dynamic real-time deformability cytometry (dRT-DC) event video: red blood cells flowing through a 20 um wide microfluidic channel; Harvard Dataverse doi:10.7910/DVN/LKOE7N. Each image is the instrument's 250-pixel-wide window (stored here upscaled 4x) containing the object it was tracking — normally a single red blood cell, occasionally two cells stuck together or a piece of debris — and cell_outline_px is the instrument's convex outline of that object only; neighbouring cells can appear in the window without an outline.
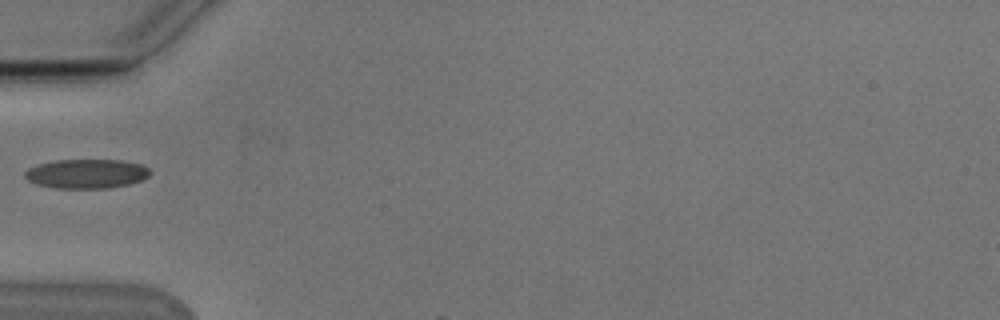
{"species": "Egyptian fruit bat (a non-hibernating species)", "species_latin": "Rousettus aegyptiacus", "temperature_condition": "cold", "stored_images_in_passage": 3, "camera_frame_rate_fps": 3000, "um_per_image_px": 0.085, "animal": {"sex": "male"}, "frame": {"image": 1, "passage_image": 1, "time_ms": 0.0, "image_size_px": [1000, 320], "cell_outline_px": [[152, 172], [148, 176], [140, 180], [128, 184], [108, 188], [56, 188], [36, 184], [28, 180], [24, 176], [24, 172], [28, 168], [40, 164], [56, 160], [120, 160], [140, 164], [148, 168]], "centroid_in_image_um": [7.34, 14.77], "position_along_channel_um": 77.7, "area_um2": 21.21}}